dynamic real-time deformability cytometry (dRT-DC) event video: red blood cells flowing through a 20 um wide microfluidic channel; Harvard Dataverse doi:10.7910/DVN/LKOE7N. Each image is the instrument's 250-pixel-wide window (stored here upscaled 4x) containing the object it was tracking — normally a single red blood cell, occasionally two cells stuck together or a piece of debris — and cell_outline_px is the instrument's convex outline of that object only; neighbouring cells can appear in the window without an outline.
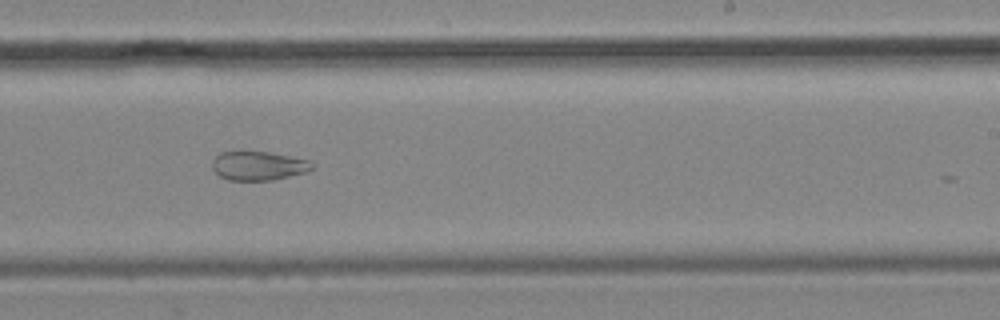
{"species": "common noctule bat (a hibernating species)", "species_latin": "Nyctalus noctula", "temperature_condition": "cold", "stored_images_in_passage": 20, "camera_frame_rate_fps": 3000, "um_per_image_px": 0.085, "animal": {"sex": "male", "body_mass_g": 19.2, "forearm_length_mm": 51.8}, "frame": {"image": 1, "passage_image": 15, "time_ms": 16.333, "image_size_px": [1000, 320], "cell_outline_px": [[312, 168], [304, 172], [272, 180], [228, 180], [220, 176], [212, 168], [212, 160], [220, 152], [272, 152], [312, 160]], "centroid_in_image_um": [21.96, 14.08], "position_along_channel_um": 267.0, "area_um2": 16.76}}
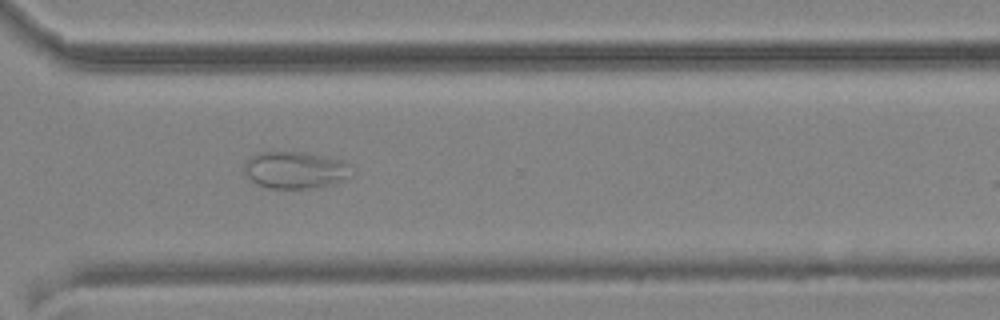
{"frame": {"image": 2, "passage_image": 17, "time_ms": 18.667, "image_size_px": [1000, 320], "cell_outline_px": [[352, 176], [336, 184], [308, 188], [268, 188], [256, 184], [244, 172], [244, 160], [256, 152], [304, 152], [344, 160], [348, 164]], "centroid_in_image_um": [25.08, 14.44], "position_along_channel_um": 345.5, "area_um2": 23.41}}